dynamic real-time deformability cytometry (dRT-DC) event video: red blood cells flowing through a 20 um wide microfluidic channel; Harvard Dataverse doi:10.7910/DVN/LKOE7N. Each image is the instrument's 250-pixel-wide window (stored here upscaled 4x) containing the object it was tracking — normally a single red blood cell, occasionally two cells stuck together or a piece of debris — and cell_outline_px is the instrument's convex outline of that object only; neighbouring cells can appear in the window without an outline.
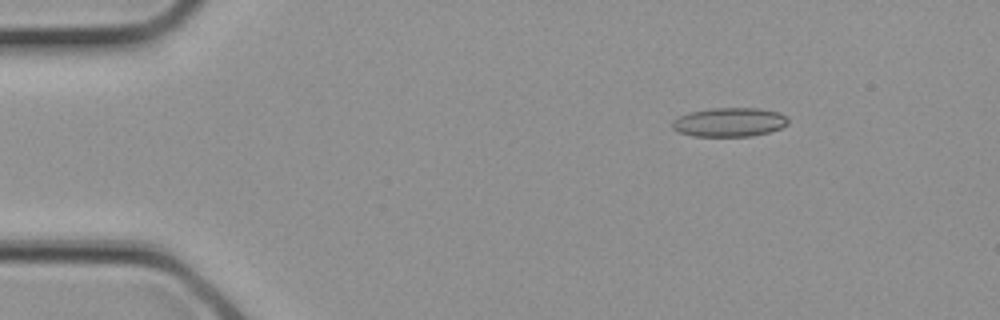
{"species": "common noctule bat (a hibernating species)", "species_latin": "Nyctalus noctula", "temperature_condition": "cold", "stored_images_in_passage": 17, "camera_frame_rate_fps": 3000, "um_per_image_px": 0.085, "animal": {"sex": "female", "body_mass_g": 21.9}, "frame": {"image": 1, "passage_image": 4, "time_ms": 1.0, "image_size_px": [1000, 320], "cell_outline_px": [[788, 124], [780, 128], [768, 132], [752, 136], [692, 136], [680, 132], [672, 128], [672, 120], [680, 116], [692, 112], [712, 108], [760, 108], [780, 112], [788, 116]], "centroid_in_image_um": [62.04, 10.38], "position_along_channel_um": 23.0, "area_um2": 19.59}}
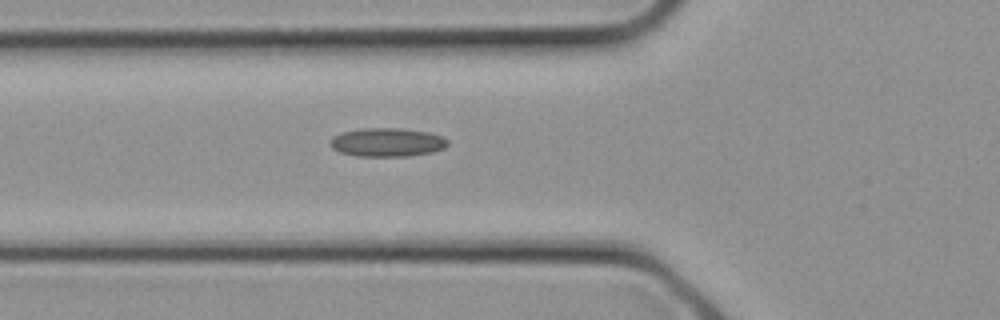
{"frame": {"image": 2, "passage_image": 10, "time_ms": 3.0, "image_size_px": [1000, 320], "cell_outline_px": [[448, 144], [444, 148], [432, 152], [408, 156], [356, 156], [340, 152], [332, 148], [328, 144], [328, 140], [332, 136], [344, 132], [364, 128], [396, 128], [428, 132], [444, 136], [448, 140]], "centroid_in_image_um": [32.89, 12.1], "position_along_channel_um": 92.9, "area_um2": 19.71}}
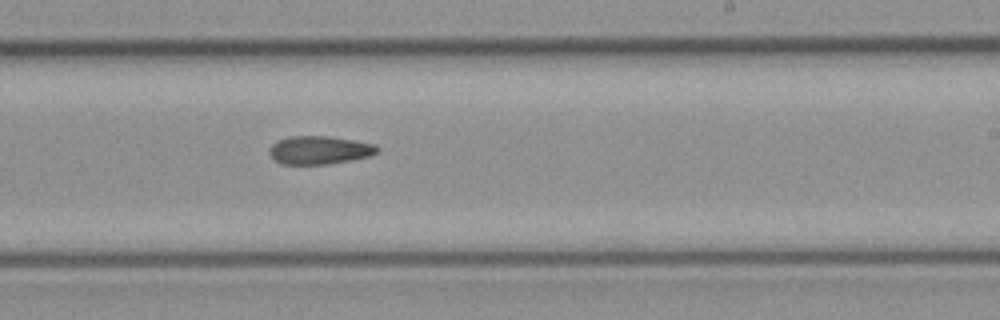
{"frame": {"image": 3, "passage_image": 17, "time_ms": 5.333, "image_size_px": [1000, 320], "cell_outline_px": [[380, 152], [372, 156], [352, 160], [328, 164], [280, 164], [272, 160], [268, 156], [268, 148], [276, 140], [288, 136], [328, 136], [376, 144], [380, 148]], "centroid_in_image_um": [27.12, 12.76], "position_along_channel_um": 261.9, "area_um2": 18.26}}